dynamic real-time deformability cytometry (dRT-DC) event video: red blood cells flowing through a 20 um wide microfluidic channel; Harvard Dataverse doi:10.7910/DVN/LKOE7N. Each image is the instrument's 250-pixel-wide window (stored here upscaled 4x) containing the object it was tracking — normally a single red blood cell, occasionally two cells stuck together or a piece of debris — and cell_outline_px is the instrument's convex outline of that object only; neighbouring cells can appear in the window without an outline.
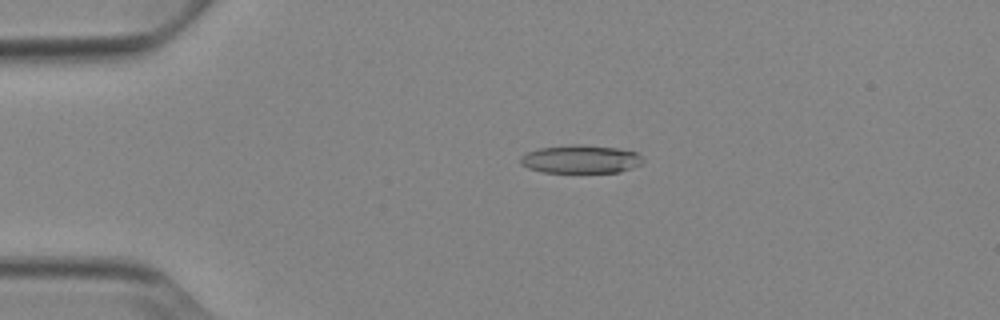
{"species": "Egyptian fruit bat (a non-hibernating species)", "species_latin": "Rousettus aegyptiacus", "temperature_condition": "cold", "stored_images_in_passage": 53, "camera_frame_rate_fps": 3000, "um_per_image_px": 0.085, "animal": {"sex": "female"}, "frame": {"image": 1, "passage_image": 12, "time_ms": 3.667, "image_size_px": [1000, 320], "cell_outline_px": [[644, 160], [640, 164], [632, 168], [620, 172], [540, 172], [528, 168], [520, 164], [520, 156], [536, 148], [572, 144], [580, 144], [616, 148], [636, 152]], "centroid_in_image_um": [49.31, 13.52], "position_along_channel_um": 35.7, "area_um2": 20.23}}
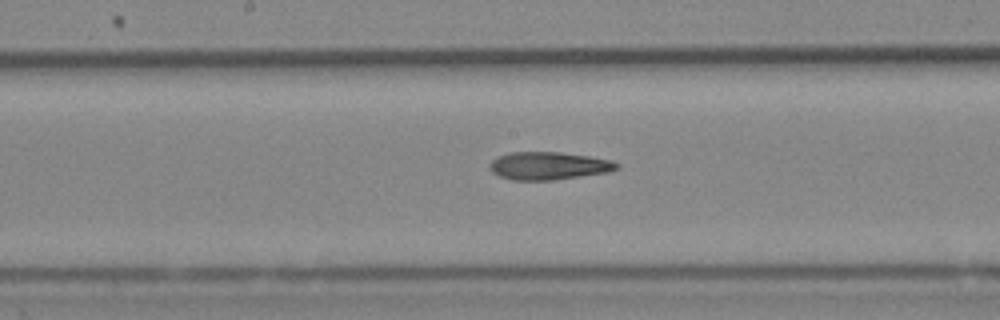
{"frame": {"image": 2, "passage_image": 28, "time_ms": 9.0, "image_size_px": [1000, 320], "cell_outline_px": [[620, 164], [616, 168], [608, 172], [552, 180], [512, 180], [500, 176], [492, 172], [488, 168], [488, 164], [492, 160], [508, 152], [560, 152], [588, 156], [612, 160]], "centroid_in_image_um": [46.59, 14.09], "position_along_channel_um": 201.6, "area_um2": 20.52}}
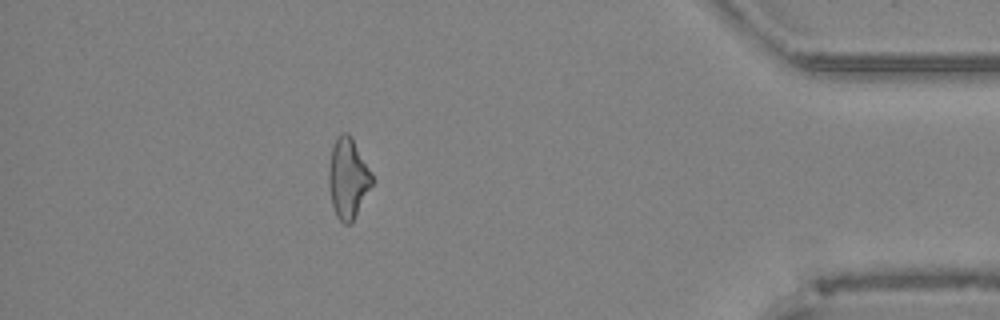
{"frame": {"image": 3, "passage_image": 47, "time_ms": 15.333, "image_size_px": [1000, 320], "cell_outline_px": [[376, 180], [352, 224], [344, 224], [336, 216], [332, 204], [328, 184], [328, 172], [332, 148], [340, 132], [348, 132], [352, 136], [372, 172]], "centroid_in_image_um": [29.62, 15.17], "position_along_channel_um": 405.6, "area_um2": 20.81}, "authors_computed_cell_mechanics": {"area_um2": 20.808, "velocity_mm_per_s": 3.9028, "shape_relaxation_time_tau1_ms": null, "shape_relaxation_time_tau2_ms": 6.0627, "deformation_change_tau1": null, "deformation_change_tau2": 0.1889}}